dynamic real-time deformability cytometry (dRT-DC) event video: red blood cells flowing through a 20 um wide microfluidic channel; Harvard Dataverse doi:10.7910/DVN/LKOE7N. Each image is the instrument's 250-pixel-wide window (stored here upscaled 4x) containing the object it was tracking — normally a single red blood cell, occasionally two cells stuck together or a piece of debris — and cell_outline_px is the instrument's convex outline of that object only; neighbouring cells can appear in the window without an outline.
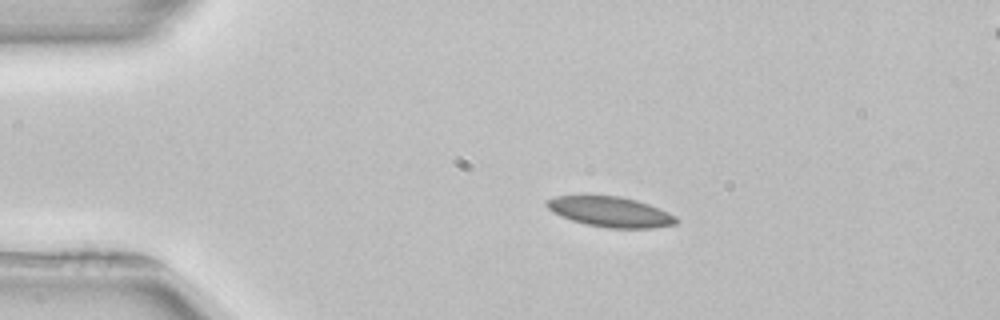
{"species": "common noctule bat (a hibernating species)", "species_latin": "Nyctalus noctula", "temperature_condition": "room temperature", "stored_images_in_passage": 5, "camera_frame_rate_fps": 3000, "um_per_image_px": 0.085, "animal": {"sex": "female", "body_mass_g": 22.7, "forearm_length_mm": 54.2}, "frame": {"image": 1, "passage_image": 2, "time_ms": 1.333, "image_size_px": [1000, 320], "cell_outline_px": [[680, 220], [676, 224], [652, 228], [608, 228], [588, 224], [572, 220], [560, 216], [552, 212], [544, 204], [544, 200], [556, 196], [620, 196], [636, 200], [648, 204], [668, 212], [676, 216]], "centroid_in_image_um": [51.88, 18.01], "position_along_channel_um": 33.1, "area_um2": 22.77}}